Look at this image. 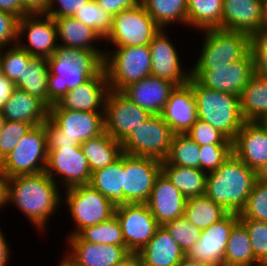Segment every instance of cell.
I'll list each match as a JSON object with an SVG mask.
<instances>
[{
  "mask_svg": "<svg viewBox=\"0 0 267 266\" xmlns=\"http://www.w3.org/2000/svg\"><path fill=\"white\" fill-rule=\"evenodd\" d=\"M6 205L17 208L33 228L45 234L49 220L62 208L61 187L45 172L10 177Z\"/></svg>",
  "mask_w": 267,
  "mask_h": 266,
  "instance_id": "cell-1",
  "label": "cell"
},
{
  "mask_svg": "<svg viewBox=\"0 0 267 266\" xmlns=\"http://www.w3.org/2000/svg\"><path fill=\"white\" fill-rule=\"evenodd\" d=\"M105 51L58 45L48 62V107L58 103L69 91L97 76L104 69Z\"/></svg>",
  "mask_w": 267,
  "mask_h": 266,
  "instance_id": "cell-2",
  "label": "cell"
},
{
  "mask_svg": "<svg viewBox=\"0 0 267 266\" xmlns=\"http://www.w3.org/2000/svg\"><path fill=\"white\" fill-rule=\"evenodd\" d=\"M256 181V171L232 152L216 171L207 173L205 194L227 212L240 214Z\"/></svg>",
  "mask_w": 267,
  "mask_h": 266,
  "instance_id": "cell-3",
  "label": "cell"
},
{
  "mask_svg": "<svg viewBox=\"0 0 267 266\" xmlns=\"http://www.w3.org/2000/svg\"><path fill=\"white\" fill-rule=\"evenodd\" d=\"M42 124L47 150L80 147L82 142L105 132L104 112L49 110V117Z\"/></svg>",
  "mask_w": 267,
  "mask_h": 266,
  "instance_id": "cell-4",
  "label": "cell"
},
{
  "mask_svg": "<svg viewBox=\"0 0 267 266\" xmlns=\"http://www.w3.org/2000/svg\"><path fill=\"white\" fill-rule=\"evenodd\" d=\"M196 100L198 119L218 129L233 141L245 122L240 108V97L202 86L189 79Z\"/></svg>",
  "mask_w": 267,
  "mask_h": 266,
  "instance_id": "cell-5",
  "label": "cell"
},
{
  "mask_svg": "<svg viewBox=\"0 0 267 266\" xmlns=\"http://www.w3.org/2000/svg\"><path fill=\"white\" fill-rule=\"evenodd\" d=\"M151 64L149 45L105 48L104 70L109 89L122 92L151 75Z\"/></svg>",
  "mask_w": 267,
  "mask_h": 266,
  "instance_id": "cell-6",
  "label": "cell"
},
{
  "mask_svg": "<svg viewBox=\"0 0 267 266\" xmlns=\"http://www.w3.org/2000/svg\"><path fill=\"white\" fill-rule=\"evenodd\" d=\"M64 191V192H63ZM62 205L72 218L73 229L66 236L77 235L82 229L109 220L115 206L91 184L62 190Z\"/></svg>",
  "mask_w": 267,
  "mask_h": 266,
  "instance_id": "cell-7",
  "label": "cell"
},
{
  "mask_svg": "<svg viewBox=\"0 0 267 266\" xmlns=\"http://www.w3.org/2000/svg\"><path fill=\"white\" fill-rule=\"evenodd\" d=\"M202 45L191 69H213L242 59L250 51V35L222 29L201 31ZM204 36H203V35Z\"/></svg>",
  "mask_w": 267,
  "mask_h": 266,
  "instance_id": "cell-8",
  "label": "cell"
},
{
  "mask_svg": "<svg viewBox=\"0 0 267 266\" xmlns=\"http://www.w3.org/2000/svg\"><path fill=\"white\" fill-rule=\"evenodd\" d=\"M160 30L140 3L113 16L112 29L104 40L105 48L149 45Z\"/></svg>",
  "mask_w": 267,
  "mask_h": 266,
  "instance_id": "cell-9",
  "label": "cell"
},
{
  "mask_svg": "<svg viewBox=\"0 0 267 266\" xmlns=\"http://www.w3.org/2000/svg\"><path fill=\"white\" fill-rule=\"evenodd\" d=\"M47 142L43 124L33 126L18 145L1 162L8 178L17 175L38 174L45 171Z\"/></svg>",
  "mask_w": 267,
  "mask_h": 266,
  "instance_id": "cell-10",
  "label": "cell"
},
{
  "mask_svg": "<svg viewBox=\"0 0 267 266\" xmlns=\"http://www.w3.org/2000/svg\"><path fill=\"white\" fill-rule=\"evenodd\" d=\"M173 135L161 115H151L121 142L122 150L124 154L162 162L169 154Z\"/></svg>",
  "mask_w": 267,
  "mask_h": 266,
  "instance_id": "cell-11",
  "label": "cell"
},
{
  "mask_svg": "<svg viewBox=\"0 0 267 266\" xmlns=\"http://www.w3.org/2000/svg\"><path fill=\"white\" fill-rule=\"evenodd\" d=\"M47 151L44 172L61 189L90 183L92 172L81 147L66 146Z\"/></svg>",
  "mask_w": 267,
  "mask_h": 266,
  "instance_id": "cell-12",
  "label": "cell"
},
{
  "mask_svg": "<svg viewBox=\"0 0 267 266\" xmlns=\"http://www.w3.org/2000/svg\"><path fill=\"white\" fill-rule=\"evenodd\" d=\"M254 75L250 51L242 59L229 65L213 66V69H191V78L202 86L238 97Z\"/></svg>",
  "mask_w": 267,
  "mask_h": 266,
  "instance_id": "cell-13",
  "label": "cell"
},
{
  "mask_svg": "<svg viewBox=\"0 0 267 266\" xmlns=\"http://www.w3.org/2000/svg\"><path fill=\"white\" fill-rule=\"evenodd\" d=\"M17 44L32 57H51L58 47L54 18L45 13L19 18Z\"/></svg>",
  "mask_w": 267,
  "mask_h": 266,
  "instance_id": "cell-14",
  "label": "cell"
},
{
  "mask_svg": "<svg viewBox=\"0 0 267 266\" xmlns=\"http://www.w3.org/2000/svg\"><path fill=\"white\" fill-rule=\"evenodd\" d=\"M151 117L122 92L109 90L104 108L105 132L122 142L134 129Z\"/></svg>",
  "mask_w": 267,
  "mask_h": 266,
  "instance_id": "cell-15",
  "label": "cell"
},
{
  "mask_svg": "<svg viewBox=\"0 0 267 266\" xmlns=\"http://www.w3.org/2000/svg\"><path fill=\"white\" fill-rule=\"evenodd\" d=\"M127 249L138 253L160 227L146 203H127L115 207Z\"/></svg>",
  "mask_w": 267,
  "mask_h": 266,
  "instance_id": "cell-16",
  "label": "cell"
},
{
  "mask_svg": "<svg viewBox=\"0 0 267 266\" xmlns=\"http://www.w3.org/2000/svg\"><path fill=\"white\" fill-rule=\"evenodd\" d=\"M168 30L161 29L149 44L151 53V75L168 80L176 86L189 82L191 68L184 65L176 42L170 39ZM175 43V44H174Z\"/></svg>",
  "mask_w": 267,
  "mask_h": 266,
  "instance_id": "cell-17",
  "label": "cell"
},
{
  "mask_svg": "<svg viewBox=\"0 0 267 266\" xmlns=\"http://www.w3.org/2000/svg\"><path fill=\"white\" fill-rule=\"evenodd\" d=\"M162 172V162L150 158L124 154L123 194L127 203H146Z\"/></svg>",
  "mask_w": 267,
  "mask_h": 266,
  "instance_id": "cell-18",
  "label": "cell"
},
{
  "mask_svg": "<svg viewBox=\"0 0 267 266\" xmlns=\"http://www.w3.org/2000/svg\"><path fill=\"white\" fill-rule=\"evenodd\" d=\"M239 214L228 212L222 219L201 231L199 240L185 256L210 266H224V254L233 226Z\"/></svg>",
  "mask_w": 267,
  "mask_h": 266,
  "instance_id": "cell-19",
  "label": "cell"
},
{
  "mask_svg": "<svg viewBox=\"0 0 267 266\" xmlns=\"http://www.w3.org/2000/svg\"><path fill=\"white\" fill-rule=\"evenodd\" d=\"M65 238L62 258L71 266H113L131 253L126 245L90 243L78 234Z\"/></svg>",
  "mask_w": 267,
  "mask_h": 266,
  "instance_id": "cell-20",
  "label": "cell"
},
{
  "mask_svg": "<svg viewBox=\"0 0 267 266\" xmlns=\"http://www.w3.org/2000/svg\"><path fill=\"white\" fill-rule=\"evenodd\" d=\"M109 90L106 72L103 69L97 76L69 91L49 110L104 112L105 100Z\"/></svg>",
  "mask_w": 267,
  "mask_h": 266,
  "instance_id": "cell-21",
  "label": "cell"
},
{
  "mask_svg": "<svg viewBox=\"0 0 267 266\" xmlns=\"http://www.w3.org/2000/svg\"><path fill=\"white\" fill-rule=\"evenodd\" d=\"M264 29V0H223L222 30L253 35Z\"/></svg>",
  "mask_w": 267,
  "mask_h": 266,
  "instance_id": "cell-22",
  "label": "cell"
},
{
  "mask_svg": "<svg viewBox=\"0 0 267 266\" xmlns=\"http://www.w3.org/2000/svg\"><path fill=\"white\" fill-rule=\"evenodd\" d=\"M232 152L256 171L267 163V129L261 122L245 121L232 141Z\"/></svg>",
  "mask_w": 267,
  "mask_h": 266,
  "instance_id": "cell-23",
  "label": "cell"
},
{
  "mask_svg": "<svg viewBox=\"0 0 267 266\" xmlns=\"http://www.w3.org/2000/svg\"><path fill=\"white\" fill-rule=\"evenodd\" d=\"M186 198L161 172L146 202L160 226L184 215Z\"/></svg>",
  "mask_w": 267,
  "mask_h": 266,
  "instance_id": "cell-24",
  "label": "cell"
},
{
  "mask_svg": "<svg viewBox=\"0 0 267 266\" xmlns=\"http://www.w3.org/2000/svg\"><path fill=\"white\" fill-rule=\"evenodd\" d=\"M160 115L174 134H186L198 120L192 87L188 83L176 86Z\"/></svg>",
  "mask_w": 267,
  "mask_h": 266,
  "instance_id": "cell-25",
  "label": "cell"
},
{
  "mask_svg": "<svg viewBox=\"0 0 267 266\" xmlns=\"http://www.w3.org/2000/svg\"><path fill=\"white\" fill-rule=\"evenodd\" d=\"M176 85L149 75L126 87L122 93L151 115H160Z\"/></svg>",
  "mask_w": 267,
  "mask_h": 266,
  "instance_id": "cell-26",
  "label": "cell"
},
{
  "mask_svg": "<svg viewBox=\"0 0 267 266\" xmlns=\"http://www.w3.org/2000/svg\"><path fill=\"white\" fill-rule=\"evenodd\" d=\"M138 254L143 266H176L185 256L177 241L163 226L156 230Z\"/></svg>",
  "mask_w": 267,
  "mask_h": 266,
  "instance_id": "cell-27",
  "label": "cell"
},
{
  "mask_svg": "<svg viewBox=\"0 0 267 266\" xmlns=\"http://www.w3.org/2000/svg\"><path fill=\"white\" fill-rule=\"evenodd\" d=\"M5 120L42 124L49 117V107L26 91L15 88L3 109Z\"/></svg>",
  "mask_w": 267,
  "mask_h": 266,
  "instance_id": "cell-28",
  "label": "cell"
},
{
  "mask_svg": "<svg viewBox=\"0 0 267 266\" xmlns=\"http://www.w3.org/2000/svg\"><path fill=\"white\" fill-rule=\"evenodd\" d=\"M57 28L58 45L87 49L92 51H105L103 47L104 39L92 28L86 26L74 17H57L54 18ZM102 43L99 47L97 43Z\"/></svg>",
  "mask_w": 267,
  "mask_h": 266,
  "instance_id": "cell-29",
  "label": "cell"
},
{
  "mask_svg": "<svg viewBox=\"0 0 267 266\" xmlns=\"http://www.w3.org/2000/svg\"><path fill=\"white\" fill-rule=\"evenodd\" d=\"M124 153L115 162L105 168L94 171L91 184L116 207L126 204L123 194Z\"/></svg>",
  "mask_w": 267,
  "mask_h": 266,
  "instance_id": "cell-30",
  "label": "cell"
},
{
  "mask_svg": "<svg viewBox=\"0 0 267 266\" xmlns=\"http://www.w3.org/2000/svg\"><path fill=\"white\" fill-rule=\"evenodd\" d=\"M80 147L92 173L112 164L123 154L121 142L113 139L106 132L82 142Z\"/></svg>",
  "mask_w": 267,
  "mask_h": 266,
  "instance_id": "cell-31",
  "label": "cell"
},
{
  "mask_svg": "<svg viewBox=\"0 0 267 266\" xmlns=\"http://www.w3.org/2000/svg\"><path fill=\"white\" fill-rule=\"evenodd\" d=\"M240 108L245 121L261 122L267 117V79L251 78L240 95Z\"/></svg>",
  "mask_w": 267,
  "mask_h": 266,
  "instance_id": "cell-32",
  "label": "cell"
},
{
  "mask_svg": "<svg viewBox=\"0 0 267 266\" xmlns=\"http://www.w3.org/2000/svg\"><path fill=\"white\" fill-rule=\"evenodd\" d=\"M187 29H222L223 0H187Z\"/></svg>",
  "mask_w": 267,
  "mask_h": 266,
  "instance_id": "cell-33",
  "label": "cell"
},
{
  "mask_svg": "<svg viewBox=\"0 0 267 266\" xmlns=\"http://www.w3.org/2000/svg\"><path fill=\"white\" fill-rule=\"evenodd\" d=\"M162 173L186 199L204 195L207 173L197 168L162 165Z\"/></svg>",
  "mask_w": 267,
  "mask_h": 266,
  "instance_id": "cell-34",
  "label": "cell"
},
{
  "mask_svg": "<svg viewBox=\"0 0 267 266\" xmlns=\"http://www.w3.org/2000/svg\"><path fill=\"white\" fill-rule=\"evenodd\" d=\"M246 227L238 221L232 228L224 254V266H259Z\"/></svg>",
  "mask_w": 267,
  "mask_h": 266,
  "instance_id": "cell-35",
  "label": "cell"
},
{
  "mask_svg": "<svg viewBox=\"0 0 267 266\" xmlns=\"http://www.w3.org/2000/svg\"><path fill=\"white\" fill-rule=\"evenodd\" d=\"M141 4L161 29L174 23L187 26V0H141Z\"/></svg>",
  "mask_w": 267,
  "mask_h": 266,
  "instance_id": "cell-36",
  "label": "cell"
},
{
  "mask_svg": "<svg viewBox=\"0 0 267 266\" xmlns=\"http://www.w3.org/2000/svg\"><path fill=\"white\" fill-rule=\"evenodd\" d=\"M48 62L44 57H32L24 69L22 79H17L15 87L37 97L48 106Z\"/></svg>",
  "mask_w": 267,
  "mask_h": 266,
  "instance_id": "cell-37",
  "label": "cell"
},
{
  "mask_svg": "<svg viewBox=\"0 0 267 266\" xmlns=\"http://www.w3.org/2000/svg\"><path fill=\"white\" fill-rule=\"evenodd\" d=\"M228 212L206 194L188 198L184 216L201 231L222 219Z\"/></svg>",
  "mask_w": 267,
  "mask_h": 266,
  "instance_id": "cell-38",
  "label": "cell"
},
{
  "mask_svg": "<svg viewBox=\"0 0 267 266\" xmlns=\"http://www.w3.org/2000/svg\"><path fill=\"white\" fill-rule=\"evenodd\" d=\"M162 165H177L200 169V146L187 134H174L169 154Z\"/></svg>",
  "mask_w": 267,
  "mask_h": 266,
  "instance_id": "cell-39",
  "label": "cell"
},
{
  "mask_svg": "<svg viewBox=\"0 0 267 266\" xmlns=\"http://www.w3.org/2000/svg\"><path fill=\"white\" fill-rule=\"evenodd\" d=\"M78 235L90 243L125 245L121 226L115 215L107 221L85 227Z\"/></svg>",
  "mask_w": 267,
  "mask_h": 266,
  "instance_id": "cell-40",
  "label": "cell"
},
{
  "mask_svg": "<svg viewBox=\"0 0 267 266\" xmlns=\"http://www.w3.org/2000/svg\"><path fill=\"white\" fill-rule=\"evenodd\" d=\"M73 17L92 28L104 40L112 29L113 16L99 6L96 0H89Z\"/></svg>",
  "mask_w": 267,
  "mask_h": 266,
  "instance_id": "cell-41",
  "label": "cell"
},
{
  "mask_svg": "<svg viewBox=\"0 0 267 266\" xmlns=\"http://www.w3.org/2000/svg\"><path fill=\"white\" fill-rule=\"evenodd\" d=\"M32 56L18 44L1 49L2 75L15 82L22 79Z\"/></svg>",
  "mask_w": 267,
  "mask_h": 266,
  "instance_id": "cell-42",
  "label": "cell"
},
{
  "mask_svg": "<svg viewBox=\"0 0 267 266\" xmlns=\"http://www.w3.org/2000/svg\"><path fill=\"white\" fill-rule=\"evenodd\" d=\"M186 253L200 238L201 230L183 215L163 225Z\"/></svg>",
  "mask_w": 267,
  "mask_h": 266,
  "instance_id": "cell-43",
  "label": "cell"
},
{
  "mask_svg": "<svg viewBox=\"0 0 267 266\" xmlns=\"http://www.w3.org/2000/svg\"><path fill=\"white\" fill-rule=\"evenodd\" d=\"M239 218H253L267 222V184L255 182Z\"/></svg>",
  "mask_w": 267,
  "mask_h": 266,
  "instance_id": "cell-44",
  "label": "cell"
},
{
  "mask_svg": "<svg viewBox=\"0 0 267 266\" xmlns=\"http://www.w3.org/2000/svg\"><path fill=\"white\" fill-rule=\"evenodd\" d=\"M246 227L254 257L261 263H267V222H261L253 218H239Z\"/></svg>",
  "mask_w": 267,
  "mask_h": 266,
  "instance_id": "cell-45",
  "label": "cell"
},
{
  "mask_svg": "<svg viewBox=\"0 0 267 266\" xmlns=\"http://www.w3.org/2000/svg\"><path fill=\"white\" fill-rule=\"evenodd\" d=\"M35 126L26 122L6 120L0 135V162L18 145L20 139Z\"/></svg>",
  "mask_w": 267,
  "mask_h": 266,
  "instance_id": "cell-46",
  "label": "cell"
},
{
  "mask_svg": "<svg viewBox=\"0 0 267 266\" xmlns=\"http://www.w3.org/2000/svg\"><path fill=\"white\" fill-rule=\"evenodd\" d=\"M199 146L203 145H232L223 133L210 124L198 119L186 133Z\"/></svg>",
  "mask_w": 267,
  "mask_h": 266,
  "instance_id": "cell-47",
  "label": "cell"
},
{
  "mask_svg": "<svg viewBox=\"0 0 267 266\" xmlns=\"http://www.w3.org/2000/svg\"><path fill=\"white\" fill-rule=\"evenodd\" d=\"M232 153V145L200 146V170L216 171Z\"/></svg>",
  "mask_w": 267,
  "mask_h": 266,
  "instance_id": "cell-48",
  "label": "cell"
},
{
  "mask_svg": "<svg viewBox=\"0 0 267 266\" xmlns=\"http://www.w3.org/2000/svg\"><path fill=\"white\" fill-rule=\"evenodd\" d=\"M250 52L254 63V74L267 79V29L250 36Z\"/></svg>",
  "mask_w": 267,
  "mask_h": 266,
  "instance_id": "cell-49",
  "label": "cell"
},
{
  "mask_svg": "<svg viewBox=\"0 0 267 266\" xmlns=\"http://www.w3.org/2000/svg\"><path fill=\"white\" fill-rule=\"evenodd\" d=\"M19 17L0 10V49L17 44Z\"/></svg>",
  "mask_w": 267,
  "mask_h": 266,
  "instance_id": "cell-50",
  "label": "cell"
},
{
  "mask_svg": "<svg viewBox=\"0 0 267 266\" xmlns=\"http://www.w3.org/2000/svg\"><path fill=\"white\" fill-rule=\"evenodd\" d=\"M89 0H49V6L45 14L53 18L73 17Z\"/></svg>",
  "mask_w": 267,
  "mask_h": 266,
  "instance_id": "cell-51",
  "label": "cell"
},
{
  "mask_svg": "<svg viewBox=\"0 0 267 266\" xmlns=\"http://www.w3.org/2000/svg\"><path fill=\"white\" fill-rule=\"evenodd\" d=\"M107 13L114 16L120 11L134 8L141 3V0H96Z\"/></svg>",
  "mask_w": 267,
  "mask_h": 266,
  "instance_id": "cell-52",
  "label": "cell"
},
{
  "mask_svg": "<svg viewBox=\"0 0 267 266\" xmlns=\"http://www.w3.org/2000/svg\"><path fill=\"white\" fill-rule=\"evenodd\" d=\"M0 10L14 14L19 18L29 14L23 8L21 0H0Z\"/></svg>",
  "mask_w": 267,
  "mask_h": 266,
  "instance_id": "cell-53",
  "label": "cell"
},
{
  "mask_svg": "<svg viewBox=\"0 0 267 266\" xmlns=\"http://www.w3.org/2000/svg\"><path fill=\"white\" fill-rule=\"evenodd\" d=\"M15 83L9 80L4 75L0 76V110L2 111L5 103L10 98L13 90L15 89Z\"/></svg>",
  "mask_w": 267,
  "mask_h": 266,
  "instance_id": "cell-54",
  "label": "cell"
},
{
  "mask_svg": "<svg viewBox=\"0 0 267 266\" xmlns=\"http://www.w3.org/2000/svg\"><path fill=\"white\" fill-rule=\"evenodd\" d=\"M4 230L1 228L0 225V266H7L9 264L10 258L12 259L11 247L8 244V240L6 235L3 232Z\"/></svg>",
  "mask_w": 267,
  "mask_h": 266,
  "instance_id": "cell-55",
  "label": "cell"
},
{
  "mask_svg": "<svg viewBox=\"0 0 267 266\" xmlns=\"http://www.w3.org/2000/svg\"><path fill=\"white\" fill-rule=\"evenodd\" d=\"M23 8L29 14L46 13L49 0H21Z\"/></svg>",
  "mask_w": 267,
  "mask_h": 266,
  "instance_id": "cell-56",
  "label": "cell"
},
{
  "mask_svg": "<svg viewBox=\"0 0 267 266\" xmlns=\"http://www.w3.org/2000/svg\"><path fill=\"white\" fill-rule=\"evenodd\" d=\"M7 183L8 176L0 166V210H3L7 204Z\"/></svg>",
  "mask_w": 267,
  "mask_h": 266,
  "instance_id": "cell-57",
  "label": "cell"
},
{
  "mask_svg": "<svg viewBox=\"0 0 267 266\" xmlns=\"http://www.w3.org/2000/svg\"><path fill=\"white\" fill-rule=\"evenodd\" d=\"M113 266H143L138 253H130L122 261Z\"/></svg>",
  "mask_w": 267,
  "mask_h": 266,
  "instance_id": "cell-58",
  "label": "cell"
},
{
  "mask_svg": "<svg viewBox=\"0 0 267 266\" xmlns=\"http://www.w3.org/2000/svg\"><path fill=\"white\" fill-rule=\"evenodd\" d=\"M256 180L260 183L267 184V163L256 170Z\"/></svg>",
  "mask_w": 267,
  "mask_h": 266,
  "instance_id": "cell-59",
  "label": "cell"
},
{
  "mask_svg": "<svg viewBox=\"0 0 267 266\" xmlns=\"http://www.w3.org/2000/svg\"><path fill=\"white\" fill-rule=\"evenodd\" d=\"M176 266H210V265L199 262L195 259H191L187 256H184V258Z\"/></svg>",
  "mask_w": 267,
  "mask_h": 266,
  "instance_id": "cell-60",
  "label": "cell"
},
{
  "mask_svg": "<svg viewBox=\"0 0 267 266\" xmlns=\"http://www.w3.org/2000/svg\"><path fill=\"white\" fill-rule=\"evenodd\" d=\"M264 29H267V0H264Z\"/></svg>",
  "mask_w": 267,
  "mask_h": 266,
  "instance_id": "cell-61",
  "label": "cell"
},
{
  "mask_svg": "<svg viewBox=\"0 0 267 266\" xmlns=\"http://www.w3.org/2000/svg\"><path fill=\"white\" fill-rule=\"evenodd\" d=\"M5 117L3 116V112L0 110V135L2 133V129L5 123Z\"/></svg>",
  "mask_w": 267,
  "mask_h": 266,
  "instance_id": "cell-62",
  "label": "cell"
},
{
  "mask_svg": "<svg viewBox=\"0 0 267 266\" xmlns=\"http://www.w3.org/2000/svg\"><path fill=\"white\" fill-rule=\"evenodd\" d=\"M59 259H60V262H59L60 264L58 266H71L62 257Z\"/></svg>",
  "mask_w": 267,
  "mask_h": 266,
  "instance_id": "cell-63",
  "label": "cell"
},
{
  "mask_svg": "<svg viewBox=\"0 0 267 266\" xmlns=\"http://www.w3.org/2000/svg\"><path fill=\"white\" fill-rule=\"evenodd\" d=\"M261 123L263 124V126L267 129V117L264 118Z\"/></svg>",
  "mask_w": 267,
  "mask_h": 266,
  "instance_id": "cell-64",
  "label": "cell"
},
{
  "mask_svg": "<svg viewBox=\"0 0 267 266\" xmlns=\"http://www.w3.org/2000/svg\"><path fill=\"white\" fill-rule=\"evenodd\" d=\"M0 76H2L1 49H0Z\"/></svg>",
  "mask_w": 267,
  "mask_h": 266,
  "instance_id": "cell-65",
  "label": "cell"
},
{
  "mask_svg": "<svg viewBox=\"0 0 267 266\" xmlns=\"http://www.w3.org/2000/svg\"><path fill=\"white\" fill-rule=\"evenodd\" d=\"M259 266H267V263L260 264Z\"/></svg>",
  "mask_w": 267,
  "mask_h": 266,
  "instance_id": "cell-66",
  "label": "cell"
}]
</instances>
